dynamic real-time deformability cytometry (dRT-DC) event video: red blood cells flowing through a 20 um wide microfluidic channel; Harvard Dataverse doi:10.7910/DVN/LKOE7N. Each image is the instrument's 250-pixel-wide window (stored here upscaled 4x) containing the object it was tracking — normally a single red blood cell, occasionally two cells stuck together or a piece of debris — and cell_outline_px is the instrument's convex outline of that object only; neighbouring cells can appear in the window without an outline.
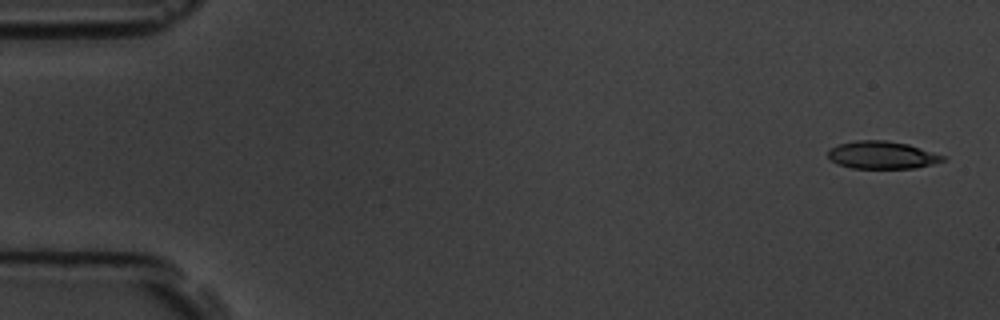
{"species": "common noctule bat (a hibernating species)", "species_latin": "Nyctalus noctula", "temperature_condition": "room temperature", "stored_images_in_passage": 5, "camera_frame_rate_fps": 3000, "um_per_image_px": 0.085, "animal": {"sex": "male", "body_mass_g": 19.5, "forearm_length_mm": 54.6}, "frame": {"image": 1, "passage_image": 1, "time_ms": 0.0, "image_size_px": [1000, 320], "cell_outline_px": [[948, 156], [944, 160], [932, 164], [916, 168], [852, 168], [836, 164], [828, 156], [828, 148], [840, 144], [856, 140], [884, 140], [908, 144]], "centroid_in_image_um": [74.98, 13.18], "position_along_channel_um": 10.0, "area_um2": 18.55}}
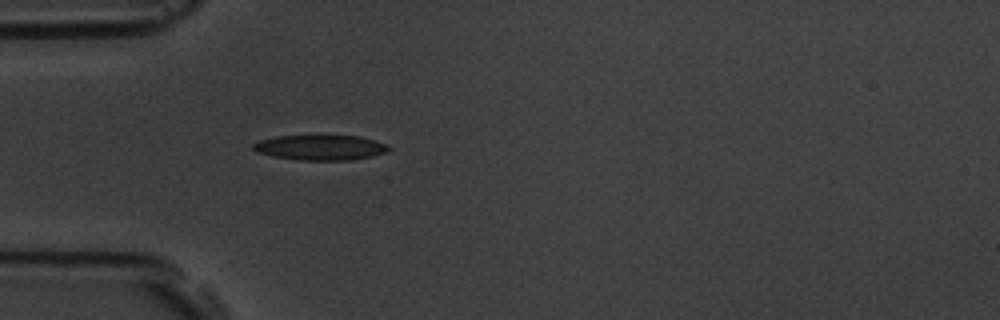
{"frame": {"image": 2, "passage_image": 5, "time_ms": 4.667, "image_size_px": [1000, 320], "cell_outline_px": [[392, 148], [388, 152], [372, 156], [352, 160], [300, 160], [272, 156], [256, 152], [252, 148], [252, 144], [260, 140], [276, 136], [360, 136], [388, 144]], "centroid_in_image_um": [27.26, 12.54], "position_along_channel_um": 57.7, "area_um2": 19.94}}